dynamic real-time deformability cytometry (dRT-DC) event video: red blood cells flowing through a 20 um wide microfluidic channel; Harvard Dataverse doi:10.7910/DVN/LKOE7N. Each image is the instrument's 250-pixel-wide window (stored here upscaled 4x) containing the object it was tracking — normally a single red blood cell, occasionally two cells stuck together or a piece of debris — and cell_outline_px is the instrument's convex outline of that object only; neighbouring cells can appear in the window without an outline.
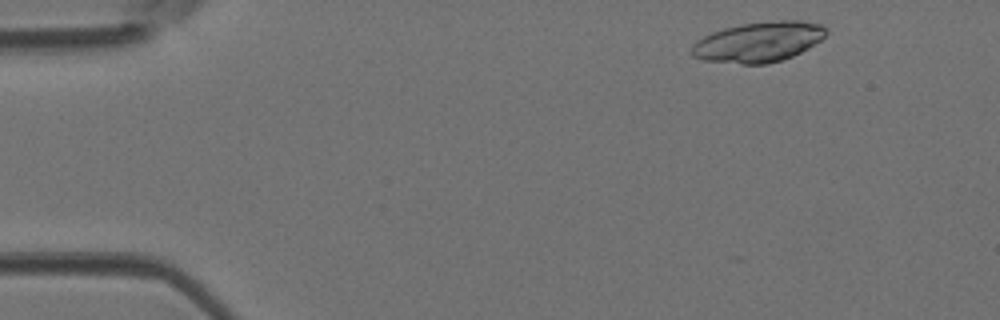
{"species": "Egyptian fruit bat (a non-hibernating species)", "species_latin": "Rousettus aegyptiacus", "temperature_condition": "room temperature", "stored_images_in_passage": 16, "camera_frame_rate_fps": 3000, "um_per_image_px": 0.085, "animal": {"sex": "female"}, "frame": {"image": 1, "passage_image": 2, "time_ms": 0.333, "image_size_px": [1000, 320], "cell_outline_px": [[828, 32], [820, 40], [808, 48], [792, 56], [768, 64], [740, 64], [700, 60], [692, 56], [692, 44], [696, 40], [712, 32], [724, 28], [740, 24], [776, 20], [804, 20], [820, 24], [828, 28]], "centroid_in_image_um": [64.47, 3.56], "position_along_channel_um": 20.5, "area_um2": 31.73}}